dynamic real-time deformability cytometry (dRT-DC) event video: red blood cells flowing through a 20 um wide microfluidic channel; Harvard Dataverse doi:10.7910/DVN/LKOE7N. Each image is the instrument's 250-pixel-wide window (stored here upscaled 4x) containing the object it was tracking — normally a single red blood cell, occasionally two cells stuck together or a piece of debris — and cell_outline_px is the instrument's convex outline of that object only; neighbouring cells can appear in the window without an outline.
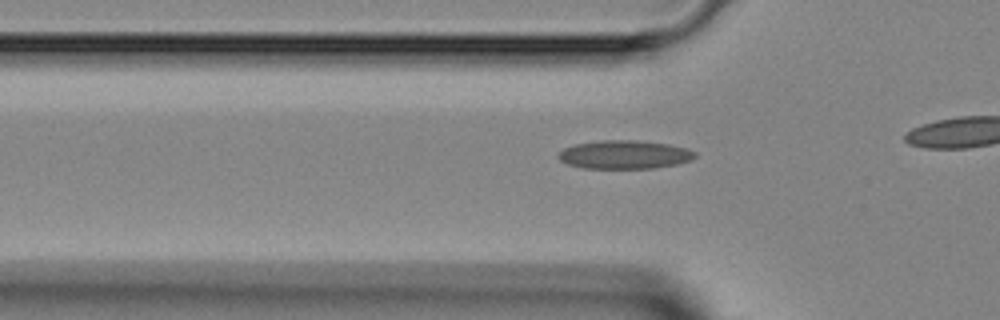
{"species": "Egyptian fruit bat (a non-hibernating species)", "species_latin": "Rousettus aegyptiacus", "temperature_condition": "room temperature", "stored_images_in_passage": 29, "camera_frame_rate_fps": 3000, "um_per_image_px": 0.085, "animal": {"sex": "female"}, "frame": {"image": 1, "passage_image": 7, "time_ms": 2.0, "image_size_px": [1000, 320], "cell_outline_px": [[696, 156], [692, 160], [676, 164], [656, 168], [584, 168], [568, 164], [560, 160], [556, 156], [564, 148], [572, 144], [600, 140], [636, 140], [668, 144], [688, 148], [696, 152]], "centroid_in_image_um": [53.08, 13.13], "position_along_channel_um": 72.7, "area_um2": 22.83}}
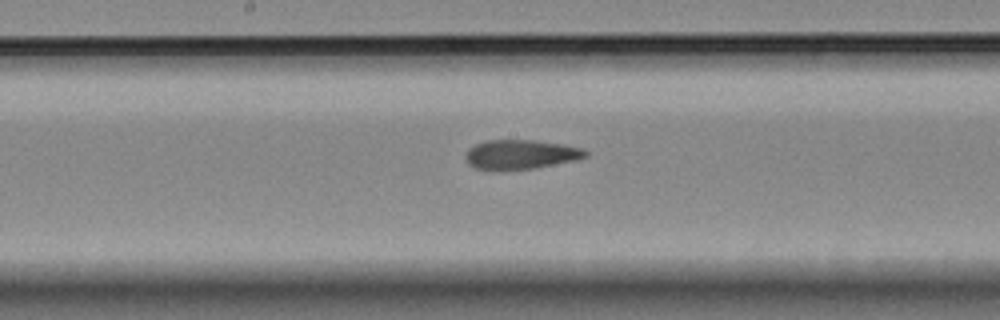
{"frame": {"image": 2, "passage_image": 16, "time_ms": 5.0, "image_size_px": [1000, 320], "cell_outline_px": [[588, 156], [576, 160], [536, 168], [504, 172], [492, 172], [476, 168], [468, 164], [464, 160], [464, 156], [468, 148], [484, 140], [536, 140], [564, 144], [584, 148], [588, 152]], "centroid_in_image_um": [44.22, 13.16], "position_along_channel_um": 204.0, "area_um2": 21.44}}
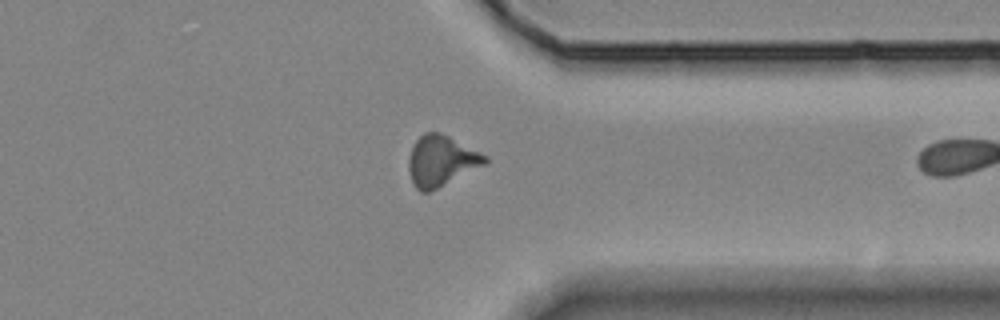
{"frame": {"image": 3, "passage_image": 28, "time_ms": 9.0, "image_size_px": [1000, 320], "cell_outline_px": [[488, 160], [484, 164], [428, 192], [420, 192], [416, 188], [412, 180], [408, 168], [408, 160], [412, 148], [416, 140], [424, 132], [440, 132], [488, 156]], "centroid_in_image_um": [37.47, 13.65], "position_along_channel_um": 373.9, "area_um2": 21.96}}